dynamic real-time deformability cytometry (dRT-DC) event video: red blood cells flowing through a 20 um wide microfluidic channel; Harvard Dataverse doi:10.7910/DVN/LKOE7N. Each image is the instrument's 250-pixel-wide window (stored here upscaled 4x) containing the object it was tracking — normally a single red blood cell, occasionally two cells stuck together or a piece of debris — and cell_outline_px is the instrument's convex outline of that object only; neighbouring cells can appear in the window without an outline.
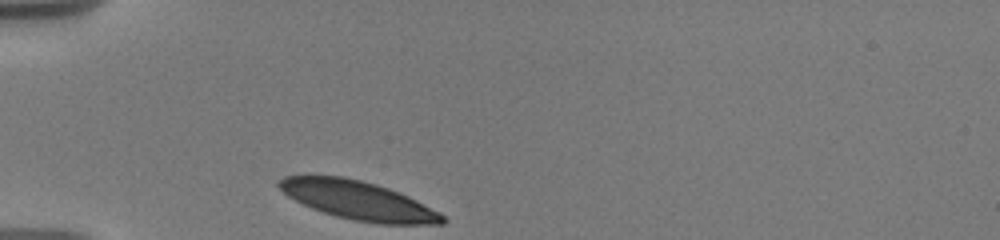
{"species": "human", "species_latin": "Homo sapiens", "temperature_condition": "warm", "stored_images_in_passage": 3, "camera_frame_rate_fps": 3000, "um_per_image_px": 0.085, "donor": {"sex": "male"}, "frame": {"image": 1, "passage_image": 1, "time_ms": 0.0, "image_size_px": [1000, 240], "cell_outline_px": [[448, 220], [444, 224], [376, 224], [336, 216], [312, 208], [288, 196], [276, 184], [284, 176], [308, 172], [344, 176], [376, 184], [388, 188], [408, 196], [440, 212]], "centroid_in_image_um": [30.4, 16.99], "position_along_channel_um": 54.6, "area_um2": 37.34}}